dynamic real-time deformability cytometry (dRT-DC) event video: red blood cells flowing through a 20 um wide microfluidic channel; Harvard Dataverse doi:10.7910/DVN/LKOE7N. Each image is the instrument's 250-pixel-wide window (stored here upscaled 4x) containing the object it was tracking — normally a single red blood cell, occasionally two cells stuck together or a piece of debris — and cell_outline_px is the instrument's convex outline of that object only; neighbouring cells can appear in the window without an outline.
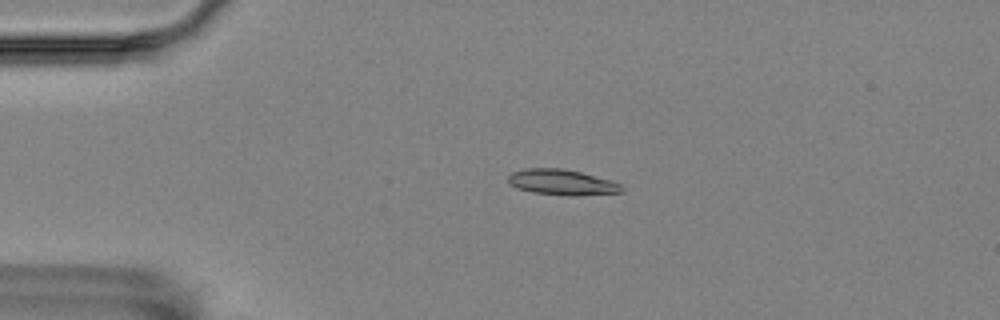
{"species": "Egyptian fruit bat (a non-hibernating species)", "species_latin": "Rousettus aegyptiacus", "temperature_condition": "room temperature", "stored_images_in_passage": 5, "camera_frame_rate_fps": 3000, "um_per_image_px": 0.085, "animal": {"sex": "female"}, "frame": {"image": 1, "passage_image": 3, "time_ms": 2.333, "image_size_px": [1000, 320], "cell_outline_px": [[624, 188], [620, 192], [572, 196], [568, 196], [532, 192], [516, 188], [508, 184], [508, 176], [512, 172], [524, 168], [564, 168], [580, 172], [608, 180], [620, 184]], "centroid_in_image_um": [47.69, 15.49], "position_along_channel_um": 37.3, "area_um2": 16.88}}